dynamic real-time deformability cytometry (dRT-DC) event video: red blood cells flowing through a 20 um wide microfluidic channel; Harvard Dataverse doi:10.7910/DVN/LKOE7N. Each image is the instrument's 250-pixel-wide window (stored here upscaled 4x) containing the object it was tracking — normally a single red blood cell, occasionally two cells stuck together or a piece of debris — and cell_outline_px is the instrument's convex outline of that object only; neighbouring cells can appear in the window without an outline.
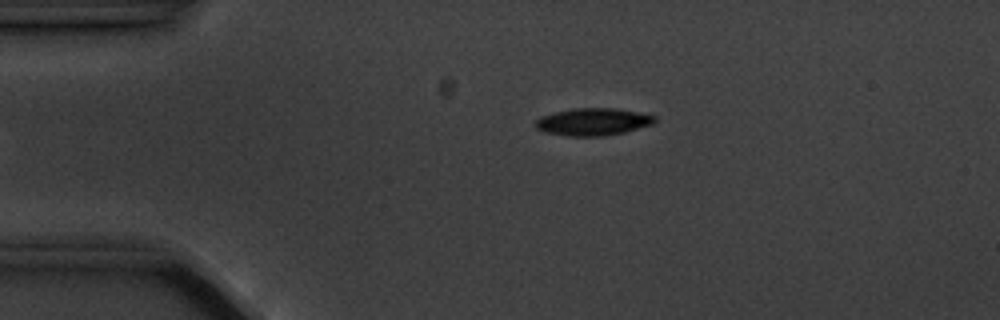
{"species": "common noctule bat (a hibernating species)", "species_latin": "Nyctalus noctula", "temperature_condition": "cold", "stored_images_in_passage": 2, "camera_frame_rate_fps": 3000, "um_per_image_px": 0.085, "animal": {"sex": "male", "body_mass_g": 20.1, "forearm_length_mm": 53.5}, "frame": {"image": 1, "passage_image": 1, "time_ms": 0.0, "image_size_px": [1000, 320], "cell_outline_px": [[656, 120], [652, 124], [624, 132], [604, 136], [568, 136], [544, 132], [536, 128], [536, 120], [540, 116], [572, 108], [616, 108], [656, 116]], "centroid_in_image_um": [50.38, 10.35], "position_along_channel_um": 34.6, "area_um2": 18.9}}